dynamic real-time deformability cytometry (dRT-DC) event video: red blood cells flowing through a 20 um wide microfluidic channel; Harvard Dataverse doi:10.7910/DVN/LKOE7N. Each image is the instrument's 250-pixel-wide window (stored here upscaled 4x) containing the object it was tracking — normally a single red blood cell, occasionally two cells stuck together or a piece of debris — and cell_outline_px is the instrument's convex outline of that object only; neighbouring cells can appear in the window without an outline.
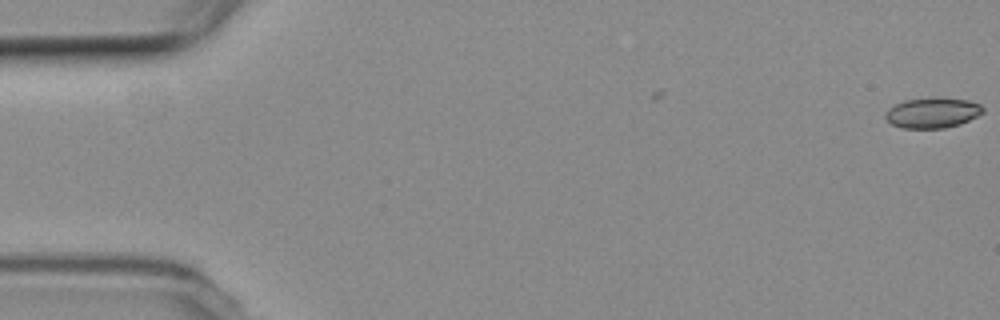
{"species": "common noctule bat (a hibernating species)", "species_latin": "Nyctalus noctula", "temperature_condition": "room temperature", "stored_images_in_passage": 4, "camera_frame_rate_fps": 3000, "um_per_image_px": 0.085, "animal": {"sex": "female", "body_mass_g": 19.3, "forearm_length_mm": 54.1}, "frame": {"image": 1, "passage_image": 4, "time_ms": 1.0, "image_size_px": [1000, 320], "cell_outline_px": [[984, 112], [960, 124], [944, 128], [904, 128], [892, 124], [884, 116], [884, 112], [888, 108], [904, 100], [936, 96], [968, 100], [980, 104], [984, 108]], "centroid_in_image_um": [79.25, 9.56], "position_along_channel_um": 5.7, "area_um2": 17.46}}